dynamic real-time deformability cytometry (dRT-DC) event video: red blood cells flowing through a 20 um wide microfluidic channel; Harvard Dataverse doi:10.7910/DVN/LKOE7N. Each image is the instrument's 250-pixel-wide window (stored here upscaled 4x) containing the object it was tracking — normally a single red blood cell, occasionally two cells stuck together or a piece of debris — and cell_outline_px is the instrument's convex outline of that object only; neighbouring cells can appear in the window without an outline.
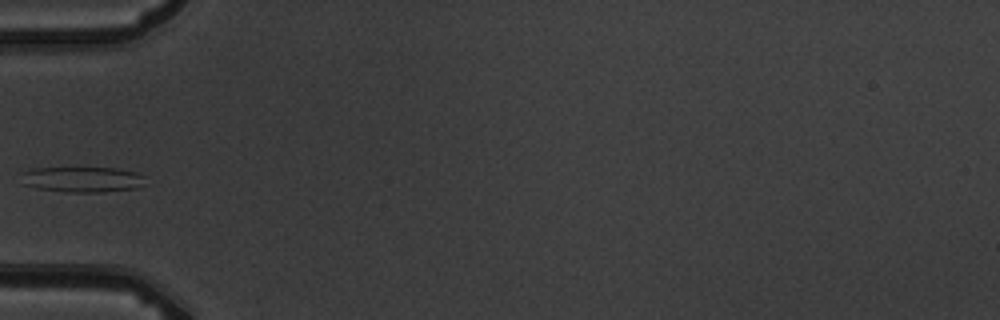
{"species": "common noctule bat (a hibernating species)", "species_latin": "Nyctalus noctula", "temperature_condition": "warm", "stored_images_in_passage": 3, "camera_frame_rate_fps": 3000, "um_per_image_px": 0.085, "animal": {"sex": "male", "body_mass_g": 19.5, "forearm_length_mm": 54.6}, "frame": {"image": 1, "passage_image": 3, "time_ms": 2.333, "image_size_px": [1000, 320], "cell_outline_px": [[144, 184], [136, 188], [100, 192], [68, 192], [36, 188], [20, 184], [20, 172], [32, 168], [116, 168], [136, 172], [144, 176]], "centroid_in_image_um": [6.92, 15.25], "position_along_channel_um": 78.1, "area_um2": 18.67}}